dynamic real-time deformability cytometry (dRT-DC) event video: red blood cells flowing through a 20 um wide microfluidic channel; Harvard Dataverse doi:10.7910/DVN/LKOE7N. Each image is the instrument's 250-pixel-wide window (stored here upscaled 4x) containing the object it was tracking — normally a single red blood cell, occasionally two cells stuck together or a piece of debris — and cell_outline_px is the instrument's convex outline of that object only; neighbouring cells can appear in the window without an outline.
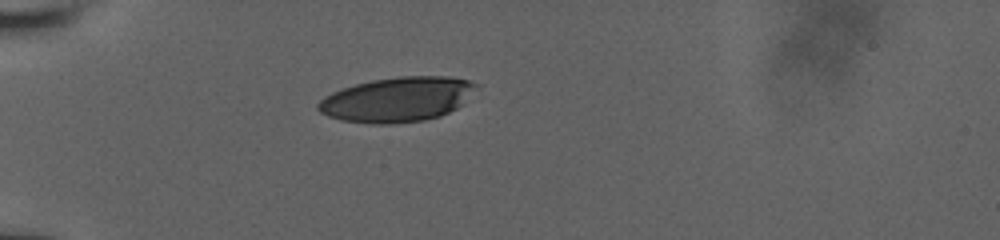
{"species": "human", "species_latin": "Homo sapiens", "temperature_condition": "room temperature", "stored_images_in_passage": 12, "camera_frame_rate_fps": 3000, "um_per_image_px": 0.085, "donor": {"sex": "male"}, "frame": {"image": 1, "passage_image": 1, "time_ms": 0.0, "image_size_px": [1000, 240], "cell_outline_px": [[476, 84], [464, 104], [440, 116], [424, 120], [392, 124], [372, 124], [340, 120], [328, 116], [320, 112], [316, 108], [316, 104], [324, 96], [340, 88], [372, 80], [400, 76], [448, 76], [468, 80]], "centroid_in_image_um": [33.71, 8.46], "position_along_channel_um": 51.3, "area_um2": 41.21}}
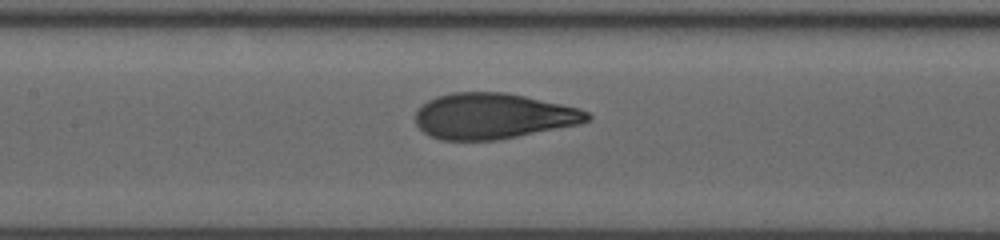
{"frame": {"image": 2, "passage_image": 9, "time_ms": 3.667, "image_size_px": [1000, 240], "cell_outline_px": [[592, 120], [580, 124], [496, 140], [440, 140], [428, 136], [416, 124], [416, 112], [428, 100], [436, 96], [452, 92], [508, 92], [580, 108], [588, 112], [592, 116]], "centroid_in_image_um": [41.93, 9.86], "position_along_channel_um": 165.5, "area_um2": 45.95}}
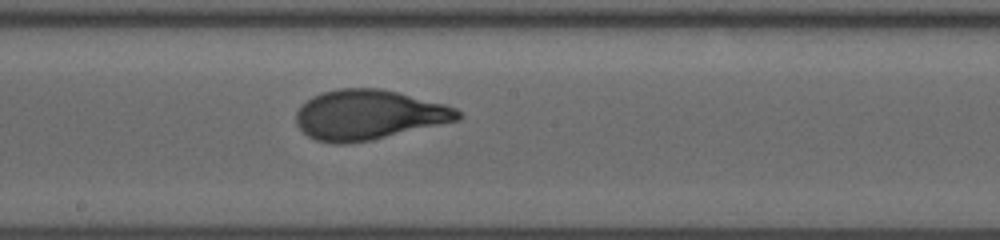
{"frame": {"image": 3, "passage_image": 12, "time_ms": 5.0, "image_size_px": [1000, 240], "cell_outline_px": [[464, 116], [460, 120], [372, 140], [344, 144], [332, 144], [316, 140], [308, 136], [296, 124], [296, 112], [312, 96], [324, 92], [340, 88], [380, 88], [444, 104], [456, 108]], "centroid_in_image_um": [31.34, 9.77], "position_along_channel_um": 216.9, "area_um2": 46.88}}